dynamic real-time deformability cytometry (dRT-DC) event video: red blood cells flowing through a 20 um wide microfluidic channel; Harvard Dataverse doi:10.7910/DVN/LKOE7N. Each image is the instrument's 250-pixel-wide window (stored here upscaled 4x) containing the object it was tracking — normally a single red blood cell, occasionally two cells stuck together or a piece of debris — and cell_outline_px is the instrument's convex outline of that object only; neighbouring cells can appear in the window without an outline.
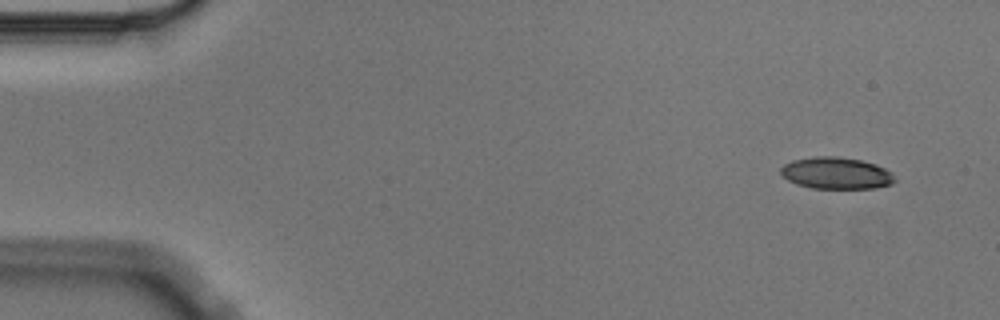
{"species": "Egyptian fruit bat (a non-hibernating species)", "species_latin": "Rousettus aegyptiacus", "temperature_condition": "cold", "stored_images_in_passage": 6, "camera_frame_rate_fps": 3000, "um_per_image_px": 0.085, "animal": {"sex": "male"}, "frame": {"image": 1, "passage_image": 1, "time_ms": 0.0, "image_size_px": [1000, 320], "cell_outline_px": [[896, 180], [892, 184], [876, 188], [812, 188], [796, 184], [788, 180], [780, 172], [780, 168], [784, 164], [792, 160], [816, 156], [836, 156], [860, 160], [876, 164], [892, 172]], "centroid_in_image_um": [71.09, 14.71], "position_along_channel_um": 13.9, "area_um2": 21.15}}
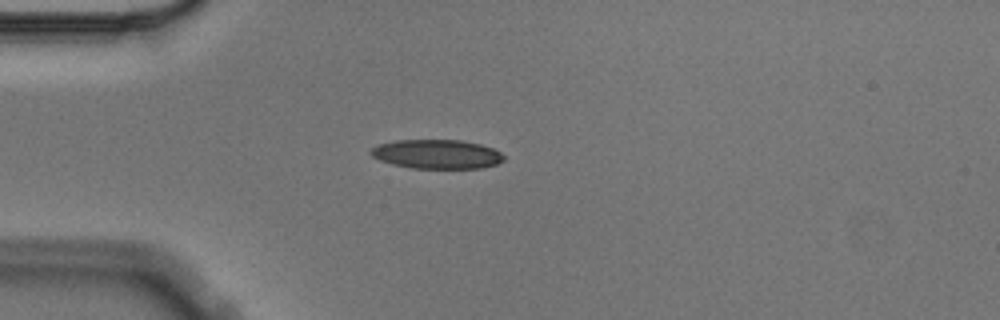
{"frame": {"image": 2, "passage_image": 4, "time_ms": 1.0, "image_size_px": [1000, 320], "cell_outline_px": [[504, 160], [496, 164], [480, 168], [412, 168], [392, 164], [380, 160], [372, 156], [368, 152], [372, 148], [380, 144], [396, 140], [460, 140], [480, 144], [492, 148], [500, 152], [504, 156]], "centroid_in_image_um": [37.12, 13.1], "position_along_channel_um": 47.9, "area_um2": 22.48}}
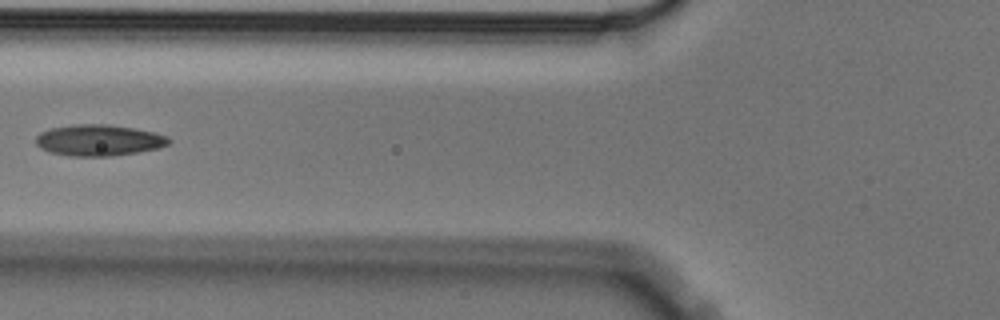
{"frame": {"image": 3, "passage_image": 6, "time_ms": 1.667, "image_size_px": [1000, 320], "cell_outline_px": [[172, 140], [168, 144], [160, 148], [112, 156], [68, 156], [48, 152], [40, 148], [36, 144], [36, 136], [40, 132], [48, 128], [76, 124], [108, 124], [132, 128], [152, 132], [168, 136]], "centroid_in_image_um": [8.36, 11.92], "position_along_channel_um": 117.4, "area_um2": 24.33}}